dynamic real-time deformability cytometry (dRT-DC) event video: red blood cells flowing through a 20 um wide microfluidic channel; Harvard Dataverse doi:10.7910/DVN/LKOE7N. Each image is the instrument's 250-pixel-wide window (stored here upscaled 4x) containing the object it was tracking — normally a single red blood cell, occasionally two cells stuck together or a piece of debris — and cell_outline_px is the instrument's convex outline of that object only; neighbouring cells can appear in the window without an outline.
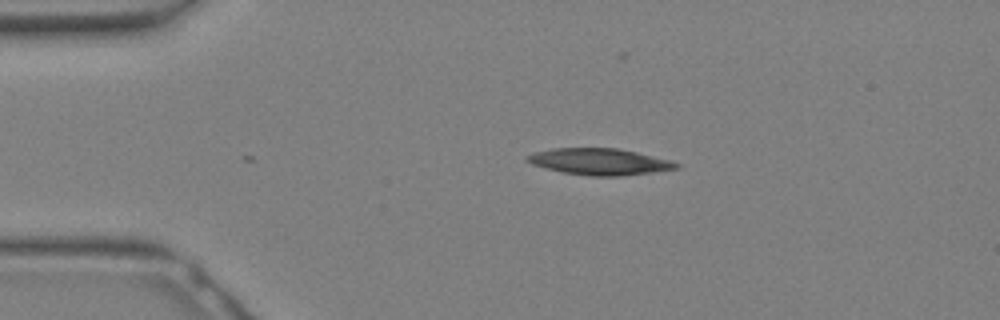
{"species": "Egyptian fruit bat (a non-hibernating species)", "species_latin": "Rousettus aegyptiacus", "temperature_condition": "warm", "stored_images_in_passage": 6, "camera_frame_rate_fps": 3000, "um_per_image_px": 0.085, "animal": {"sex": "female"}, "frame": {"image": 1, "passage_image": 1, "time_ms": 0.0, "image_size_px": [1000, 320], "cell_outline_px": [[680, 168], [652, 172], [620, 176], [588, 176], [564, 172], [544, 168], [532, 164], [524, 160], [524, 156], [536, 152], [552, 148], [616, 148], [636, 152], [672, 160], [680, 164]], "centroid_in_image_um": [50.95, 13.74], "position_along_channel_um": 34.0, "area_um2": 23.06}}
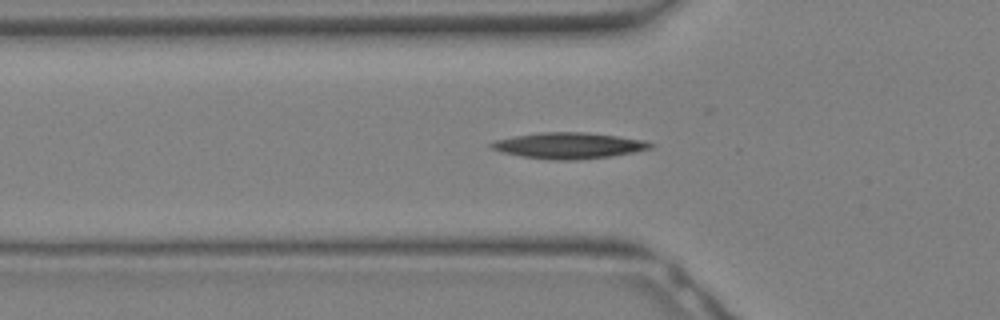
{"frame": {"image": 2, "passage_image": 5, "time_ms": 1.333, "image_size_px": [1000, 320], "cell_outline_px": [[656, 144], [652, 148], [612, 156], [576, 160], [552, 160], [520, 156], [500, 152], [492, 148], [488, 144], [496, 140], [512, 136], [540, 132], [588, 132], [644, 140]], "centroid_in_image_um": [48.33, 12.37], "position_along_channel_um": 77.5, "area_um2": 24.28}}